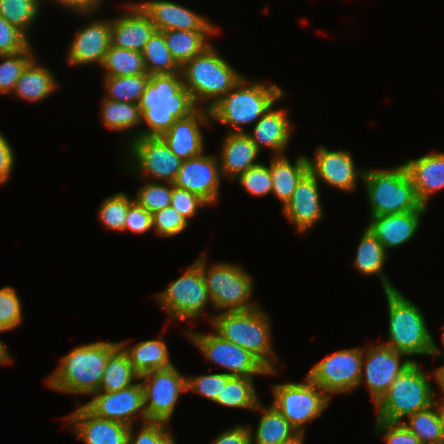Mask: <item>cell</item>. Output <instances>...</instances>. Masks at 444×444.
I'll return each mask as SVG.
<instances>
[{
    "mask_svg": "<svg viewBox=\"0 0 444 444\" xmlns=\"http://www.w3.org/2000/svg\"><path fill=\"white\" fill-rule=\"evenodd\" d=\"M138 104L141 124L146 127L136 130V137L162 136L177 119L186 118L199 108L185 88L180 72L150 75Z\"/></svg>",
    "mask_w": 444,
    "mask_h": 444,
    "instance_id": "cell-1",
    "label": "cell"
},
{
    "mask_svg": "<svg viewBox=\"0 0 444 444\" xmlns=\"http://www.w3.org/2000/svg\"><path fill=\"white\" fill-rule=\"evenodd\" d=\"M118 342L98 341L76 346L64 355L57 369L47 379V385L59 392L89 395L99 391L109 355Z\"/></svg>",
    "mask_w": 444,
    "mask_h": 444,
    "instance_id": "cell-2",
    "label": "cell"
},
{
    "mask_svg": "<svg viewBox=\"0 0 444 444\" xmlns=\"http://www.w3.org/2000/svg\"><path fill=\"white\" fill-rule=\"evenodd\" d=\"M388 307V341L394 351L413 356L443 357L427 326L422 310L399 289L384 291ZM412 356V357H410Z\"/></svg>",
    "mask_w": 444,
    "mask_h": 444,
    "instance_id": "cell-3",
    "label": "cell"
},
{
    "mask_svg": "<svg viewBox=\"0 0 444 444\" xmlns=\"http://www.w3.org/2000/svg\"><path fill=\"white\" fill-rule=\"evenodd\" d=\"M243 77L209 110L211 121L230 126L228 133L246 132L243 126L257 122L263 114L285 97L276 83L248 81Z\"/></svg>",
    "mask_w": 444,
    "mask_h": 444,
    "instance_id": "cell-4",
    "label": "cell"
},
{
    "mask_svg": "<svg viewBox=\"0 0 444 444\" xmlns=\"http://www.w3.org/2000/svg\"><path fill=\"white\" fill-rule=\"evenodd\" d=\"M269 316L260 306L244 311L219 312L210 317L213 330L223 339L250 352L269 371H277ZM275 366V367H274Z\"/></svg>",
    "mask_w": 444,
    "mask_h": 444,
    "instance_id": "cell-5",
    "label": "cell"
},
{
    "mask_svg": "<svg viewBox=\"0 0 444 444\" xmlns=\"http://www.w3.org/2000/svg\"><path fill=\"white\" fill-rule=\"evenodd\" d=\"M213 45L180 67L183 84L195 104L210 109L244 76ZM205 103V104H204Z\"/></svg>",
    "mask_w": 444,
    "mask_h": 444,
    "instance_id": "cell-6",
    "label": "cell"
},
{
    "mask_svg": "<svg viewBox=\"0 0 444 444\" xmlns=\"http://www.w3.org/2000/svg\"><path fill=\"white\" fill-rule=\"evenodd\" d=\"M370 216L427 211L418 200L404 162L389 169H365L363 179Z\"/></svg>",
    "mask_w": 444,
    "mask_h": 444,
    "instance_id": "cell-7",
    "label": "cell"
},
{
    "mask_svg": "<svg viewBox=\"0 0 444 444\" xmlns=\"http://www.w3.org/2000/svg\"><path fill=\"white\" fill-rule=\"evenodd\" d=\"M428 376L417 361L409 366L374 405L376 419L402 422L405 417L433 405L436 392Z\"/></svg>",
    "mask_w": 444,
    "mask_h": 444,
    "instance_id": "cell-8",
    "label": "cell"
},
{
    "mask_svg": "<svg viewBox=\"0 0 444 444\" xmlns=\"http://www.w3.org/2000/svg\"><path fill=\"white\" fill-rule=\"evenodd\" d=\"M206 255L196 260L201 268L213 308L225 311H244L258 307L250 301L253 294L252 276L240 265L218 262L208 267Z\"/></svg>",
    "mask_w": 444,
    "mask_h": 444,
    "instance_id": "cell-9",
    "label": "cell"
},
{
    "mask_svg": "<svg viewBox=\"0 0 444 444\" xmlns=\"http://www.w3.org/2000/svg\"><path fill=\"white\" fill-rule=\"evenodd\" d=\"M304 382L272 385V406L297 432L305 433V423L316 420L328 407L331 398L307 375Z\"/></svg>",
    "mask_w": 444,
    "mask_h": 444,
    "instance_id": "cell-10",
    "label": "cell"
},
{
    "mask_svg": "<svg viewBox=\"0 0 444 444\" xmlns=\"http://www.w3.org/2000/svg\"><path fill=\"white\" fill-rule=\"evenodd\" d=\"M156 298L172 321H195L205 312L208 304L212 303L201 268L196 262L165 290L156 294Z\"/></svg>",
    "mask_w": 444,
    "mask_h": 444,
    "instance_id": "cell-11",
    "label": "cell"
},
{
    "mask_svg": "<svg viewBox=\"0 0 444 444\" xmlns=\"http://www.w3.org/2000/svg\"><path fill=\"white\" fill-rule=\"evenodd\" d=\"M125 150L124 162L129 171L144 179L146 176L149 181L173 183L181 168L182 160L172 153L161 136L136 137Z\"/></svg>",
    "mask_w": 444,
    "mask_h": 444,
    "instance_id": "cell-12",
    "label": "cell"
},
{
    "mask_svg": "<svg viewBox=\"0 0 444 444\" xmlns=\"http://www.w3.org/2000/svg\"><path fill=\"white\" fill-rule=\"evenodd\" d=\"M211 334L183 331L185 336L202 352V356L212 364L215 363L227 370L230 376L254 378L256 375H272L277 371H269L256 357L240 346L223 339L214 330Z\"/></svg>",
    "mask_w": 444,
    "mask_h": 444,
    "instance_id": "cell-13",
    "label": "cell"
},
{
    "mask_svg": "<svg viewBox=\"0 0 444 444\" xmlns=\"http://www.w3.org/2000/svg\"><path fill=\"white\" fill-rule=\"evenodd\" d=\"M139 379L147 420L169 424L180 394L187 392V375L173 365L145 373Z\"/></svg>",
    "mask_w": 444,
    "mask_h": 444,
    "instance_id": "cell-14",
    "label": "cell"
},
{
    "mask_svg": "<svg viewBox=\"0 0 444 444\" xmlns=\"http://www.w3.org/2000/svg\"><path fill=\"white\" fill-rule=\"evenodd\" d=\"M362 362V347L343 349L326 356L306 375L332 398L333 394L349 393L359 386Z\"/></svg>",
    "mask_w": 444,
    "mask_h": 444,
    "instance_id": "cell-15",
    "label": "cell"
},
{
    "mask_svg": "<svg viewBox=\"0 0 444 444\" xmlns=\"http://www.w3.org/2000/svg\"><path fill=\"white\" fill-rule=\"evenodd\" d=\"M402 358L405 359L402 361ZM413 363L414 361L406 354L394 351L389 346L370 345L367 349L363 348L359 386L363 383L367 385L375 405L395 379Z\"/></svg>",
    "mask_w": 444,
    "mask_h": 444,
    "instance_id": "cell-16",
    "label": "cell"
},
{
    "mask_svg": "<svg viewBox=\"0 0 444 444\" xmlns=\"http://www.w3.org/2000/svg\"><path fill=\"white\" fill-rule=\"evenodd\" d=\"M91 395L93 399L84 406L97 417L117 421L129 427L134 425L139 415L142 423L148 421L140 379L137 383L116 392L97 391Z\"/></svg>",
    "mask_w": 444,
    "mask_h": 444,
    "instance_id": "cell-17",
    "label": "cell"
},
{
    "mask_svg": "<svg viewBox=\"0 0 444 444\" xmlns=\"http://www.w3.org/2000/svg\"><path fill=\"white\" fill-rule=\"evenodd\" d=\"M314 153V159L307 158L309 172L318 182L345 192H353L359 178L363 179L365 169L357 170L350 151H330L326 146L320 145Z\"/></svg>",
    "mask_w": 444,
    "mask_h": 444,
    "instance_id": "cell-18",
    "label": "cell"
},
{
    "mask_svg": "<svg viewBox=\"0 0 444 444\" xmlns=\"http://www.w3.org/2000/svg\"><path fill=\"white\" fill-rule=\"evenodd\" d=\"M219 160L216 155H204L183 160L173 185L198 195L208 205L219 199L222 180Z\"/></svg>",
    "mask_w": 444,
    "mask_h": 444,
    "instance_id": "cell-19",
    "label": "cell"
},
{
    "mask_svg": "<svg viewBox=\"0 0 444 444\" xmlns=\"http://www.w3.org/2000/svg\"><path fill=\"white\" fill-rule=\"evenodd\" d=\"M137 4L149 16L157 31H218L207 18L177 2L149 0Z\"/></svg>",
    "mask_w": 444,
    "mask_h": 444,
    "instance_id": "cell-20",
    "label": "cell"
},
{
    "mask_svg": "<svg viewBox=\"0 0 444 444\" xmlns=\"http://www.w3.org/2000/svg\"><path fill=\"white\" fill-rule=\"evenodd\" d=\"M70 429L84 444H127L129 426L92 414L84 405L67 416Z\"/></svg>",
    "mask_w": 444,
    "mask_h": 444,
    "instance_id": "cell-21",
    "label": "cell"
},
{
    "mask_svg": "<svg viewBox=\"0 0 444 444\" xmlns=\"http://www.w3.org/2000/svg\"><path fill=\"white\" fill-rule=\"evenodd\" d=\"M321 193L318 180L308 171L299 181L282 213L296 227V232L305 233L323 219Z\"/></svg>",
    "mask_w": 444,
    "mask_h": 444,
    "instance_id": "cell-22",
    "label": "cell"
},
{
    "mask_svg": "<svg viewBox=\"0 0 444 444\" xmlns=\"http://www.w3.org/2000/svg\"><path fill=\"white\" fill-rule=\"evenodd\" d=\"M211 122L210 110L199 107L194 113L175 123L161 137L178 158L188 160L204 152V136L200 126Z\"/></svg>",
    "mask_w": 444,
    "mask_h": 444,
    "instance_id": "cell-23",
    "label": "cell"
},
{
    "mask_svg": "<svg viewBox=\"0 0 444 444\" xmlns=\"http://www.w3.org/2000/svg\"><path fill=\"white\" fill-rule=\"evenodd\" d=\"M89 23L77 31L70 44L66 58L71 65L96 63L101 67L111 45V19H95Z\"/></svg>",
    "mask_w": 444,
    "mask_h": 444,
    "instance_id": "cell-24",
    "label": "cell"
},
{
    "mask_svg": "<svg viewBox=\"0 0 444 444\" xmlns=\"http://www.w3.org/2000/svg\"><path fill=\"white\" fill-rule=\"evenodd\" d=\"M127 8L123 14L111 19V45L142 53L156 28L137 3L129 4Z\"/></svg>",
    "mask_w": 444,
    "mask_h": 444,
    "instance_id": "cell-25",
    "label": "cell"
},
{
    "mask_svg": "<svg viewBox=\"0 0 444 444\" xmlns=\"http://www.w3.org/2000/svg\"><path fill=\"white\" fill-rule=\"evenodd\" d=\"M294 123H291L287 108H269L253 126V132L246 134L261 152L262 147L270 149L273 156H283L289 144Z\"/></svg>",
    "mask_w": 444,
    "mask_h": 444,
    "instance_id": "cell-26",
    "label": "cell"
},
{
    "mask_svg": "<svg viewBox=\"0 0 444 444\" xmlns=\"http://www.w3.org/2000/svg\"><path fill=\"white\" fill-rule=\"evenodd\" d=\"M426 211L371 216L367 229L381 242L385 251L408 243L420 227L421 216Z\"/></svg>",
    "mask_w": 444,
    "mask_h": 444,
    "instance_id": "cell-27",
    "label": "cell"
},
{
    "mask_svg": "<svg viewBox=\"0 0 444 444\" xmlns=\"http://www.w3.org/2000/svg\"><path fill=\"white\" fill-rule=\"evenodd\" d=\"M226 133L217 157L222 176L234 181L249 168L259 164L257 158L260 151L246 132Z\"/></svg>",
    "mask_w": 444,
    "mask_h": 444,
    "instance_id": "cell-28",
    "label": "cell"
},
{
    "mask_svg": "<svg viewBox=\"0 0 444 444\" xmlns=\"http://www.w3.org/2000/svg\"><path fill=\"white\" fill-rule=\"evenodd\" d=\"M418 200L428 207L430 197L444 188V152H431L404 162Z\"/></svg>",
    "mask_w": 444,
    "mask_h": 444,
    "instance_id": "cell-29",
    "label": "cell"
},
{
    "mask_svg": "<svg viewBox=\"0 0 444 444\" xmlns=\"http://www.w3.org/2000/svg\"><path fill=\"white\" fill-rule=\"evenodd\" d=\"M309 171L306 155L297 156L291 163L288 156H272L269 172L272 180V193L284 207L291 199L299 181Z\"/></svg>",
    "mask_w": 444,
    "mask_h": 444,
    "instance_id": "cell-30",
    "label": "cell"
},
{
    "mask_svg": "<svg viewBox=\"0 0 444 444\" xmlns=\"http://www.w3.org/2000/svg\"><path fill=\"white\" fill-rule=\"evenodd\" d=\"M358 243L352 265L364 276L378 275L384 291L397 289L384 273L389 254L381 242L365 228Z\"/></svg>",
    "mask_w": 444,
    "mask_h": 444,
    "instance_id": "cell-31",
    "label": "cell"
},
{
    "mask_svg": "<svg viewBox=\"0 0 444 444\" xmlns=\"http://www.w3.org/2000/svg\"><path fill=\"white\" fill-rule=\"evenodd\" d=\"M33 58L23 69L12 94L30 102L47 99L58 86L55 75L48 67Z\"/></svg>",
    "mask_w": 444,
    "mask_h": 444,
    "instance_id": "cell-32",
    "label": "cell"
},
{
    "mask_svg": "<svg viewBox=\"0 0 444 444\" xmlns=\"http://www.w3.org/2000/svg\"><path fill=\"white\" fill-rule=\"evenodd\" d=\"M161 338L159 336L158 339L145 340L130 348L127 345V341L118 342L119 346L127 354L131 366L139 376L153 370L165 369L174 365L170 360L167 344Z\"/></svg>",
    "mask_w": 444,
    "mask_h": 444,
    "instance_id": "cell-33",
    "label": "cell"
},
{
    "mask_svg": "<svg viewBox=\"0 0 444 444\" xmlns=\"http://www.w3.org/2000/svg\"><path fill=\"white\" fill-rule=\"evenodd\" d=\"M162 32L173 59L181 67L210 46L211 42L208 38L216 35L218 31L166 30Z\"/></svg>",
    "mask_w": 444,
    "mask_h": 444,
    "instance_id": "cell-34",
    "label": "cell"
},
{
    "mask_svg": "<svg viewBox=\"0 0 444 444\" xmlns=\"http://www.w3.org/2000/svg\"><path fill=\"white\" fill-rule=\"evenodd\" d=\"M257 409L261 410L262 416L258 422L256 431L253 426L248 425L251 444H280L297 431L272 405L264 407L260 402Z\"/></svg>",
    "mask_w": 444,
    "mask_h": 444,
    "instance_id": "cell-35",
    "label": "cell"
},
{
    "mask_svg": "<svg viewBox=\"0 0 444 444\" xmlns=\"http://www.w3.org/2000/svg\"><path fill=\"white\" fill-rule=\"evenodd\" d=\"M139 377L131 366L127 354L118 346L109 355L99 391H119L136 383Z\"/></svg>",
    "mask_w": 444,
    "mask_h": 444,
    "instance_id": "cell-36",
    "label": "cell"
},
{
    "mask_svg": "<svg viewBox=\"0 0 444 444\" xmlns=\"http://www.w3.org/2000/svg\"><path fill=\"white\" fill-rule=\"evenodd\" d=\"M101 120L107 128L114 131L132 130L134 135L127 141L128 143L136 138L134 130H138V125L141 124V111L139 104L136 103H122L109 100L107 98L101 99ZM136 127V129H135Z\"/></svg>",
    "mask_w": 444,
    "mask_h": 444,
    "instance_id": "cell-37",
    "label": "cell"
},
{
    "mask_svg": "<svg viewBox=\"0 0 444 444\" xmlns=\"http://www.w3.org/2000/svg\"><path fill=\"white\" fill-rule=\"evenodd\" d=\"M253 380L254 378L231 376L214 403L229 408L258 411L257 405L261 401Z\"/></svg>",
    "mask_w": 444,
    "mask_h": 444,
    "instance_id": "cell-38",
    "label": "cell"
},
{
    "mask_svg": "<svg viewBox=\"0 0 444 444\" xmlns=\"http://www.w3.org/2000/svg\"><path fill=\"white\" fill-rule=\"evenodd\" d=\"M104 76L121 77L148 74L141 52L110 45L103 63Z\"/></svg>",
    "mask_w": 444,
    "mask_h": 444,
    "instance_id": "cell-39",
    "label": "cell"
},
{
    "mask_svg": "<svg viewBox=\"0 0 444 444\" xmlns=\"http://www.w3.org/2000/svg\"><path fill=\"white\" fill-rule=\"evenodd\" d=\"M142 55L149 75L180 72V66L173 59L162 31L156 30L153 33L147 41Z\"/></svg>",
    "mask_w": 444,
    "mask_h": 444,
    "instance_id": "cell-40",
    "label": "cell"
},
{
    "mask_svg": "<svg viewBox=\"0 0 444 444\" xmlns=\"http://www.w3.org/2000/svg\"><path fill=\"white\" fill-rule=\"evenodd\" d=\"M402 421L422 444H444V428L435 404Z\"/></svg>",
    "mask_w": 444,
    "mask_h": 444,
    "instance_id": "cell-41",
    "label": "cell"
},
{
    "mask_svg": "<svg viewBox=\"0 0 444 444\" xmlns=\"http://www.w3.org/2000/svg\"><path fill=\"white\" fill-rule=\"evenodd\" d=\"M149 79V74L121 77L104 76L103 85L107 92L104 98L115 102L138 104Z\"/></svg>",
    "mask_w": 444,
    "mask_h": 444,
    "instance_id": "cell-42",
    "label": "cell"
},
{
    "mask_svg": "<svg viewBox=\"0 0 444 444\" xmlns=\"http://www.w3.org/2000/svg\"><path fill=\"white\" fill-rule=\"evenodd\" d=\"M40 0H0V15L28 38L31 25L40 16Z\"/></svg>",
    "mask_w": 444,
    "mask_h": 444,
    "instance_id": "cell-43",
    "label": "cell"
},
{
    "mask_svg": "<svg viewBox=\"0 0 444 444\" xmlns=\"http://www.w3.org/2000/svg\"><path fill=\"white\" fill-rule=\"evenodd\" d=\"M32 50L30 44L19 53L0 55V94L13 93L23 69L35 56Z\"/></svg>",
    "mask_w": 444,
    "mask_h": 444,
    "instance_id": "cell-44",
    "label": "cell"
},
{
    "mask_svg": "<svg viewBox=\"0 0 444 444\" xmlns=\"http://www.w3.org/2000/svg\"><path fill=\"white\" fill-rule=\"evenodd\" d=\"M133 200L124 192L108 196L99 206L97 214L99 221L113 231H125L126 215Z\"/></svg>",
    "mask_w": 444,
    "mask_h": 444,
    "instance_id": "cell-45",
    "label": "cell"
},
{
    "mask_svg": "<svg viewBox=\"0 0 444 444\" xmlns=\"http://www.w3.org/2000/svg\"><path fill=\"white\" fill-rule=\"evenodd\" d=\"M166 184L147 182L139 187L134 200L152 214L171 206L173 183Z\"/></svg>",
    "mask_w": 444,
    "mask_h": 444,
    "instance_id": "cell-46",
    "label": "cell"
},
{
    "mask_svg": "<svg viewBox=\"0 0 444 444\" xmlns=\"http://www.w3.org/2000/svg\"><path fill=\"white\" fill-rule=\"evenodd\" d=\"M141 425L137 435L133 429L135 427L133 425L129 427L127 444H177L169 424L147 421Z\"/></svg>",
    "mask_w": 444,
    "mask_h": 444,
    "instance_id": "cell-47",
    "label": "cell"
},
{
    "mask_svg": "<svg viewBox=\"0 0 444 444\" xmlns=\"http://www.w3.org/2000/svg\"><path fill=\"white\" fill-rule=\"evenodd\" d=\"M22 303L12 286L0 288V330L16 328L23 320Z\"/></svg>",
    "mask_w": 444,
    "mask_h": 444,
    "instance_id": "cell-48",
    "label": "cell"
},
{
    "mask_svg": "<svg viewBox=\"0 0 444 444\" xmlns=\"http://www.w3.org/2000/svg\"><path fill=\"white\" fill-rule=\"evenodd\" d=\"M239 184L253 196H264L272 193V180L269 166L259 163L236 178Z\"/></svg>",
    "mask_w": 444,
    "mask_h": 444,
    "instance_id": "cell-49",
    "label": "cell"
},
{
    "mask_svg": "<svg viewBox=\"0 0 444 444\" xmlns=\"http://www.w3.org/2000/svg\"><path fill=\"white\" fill-rule=\"evenodd\" d=\"M230 377L225 372L187 377V391H193L215 402Z\"/></svg>",
    "mask_w": 444,
    "mask_h": 444,
    "instance_id": "cell-50",
    "label": "cell"
},
{
    "mask_svg": "<svg viewBox=\"0 0 444 444\" xmlns=\"http://www.w3.org/2000/svg\"><path fill=\"white\" fill-rule=\"evenodd\" d=\"M154 232L161 237H173L186 230L189 221L172 206L165 207L152 214Z\"/></svg>",
    "mask_w": 444,
    "mask_h": 444,
    "instance_id": "cell-51",
    "label": "cell"
},
{
    "mask_svg": "<svg viewBox=\"0 0 444 444\" xmlns=\"http://www.w3.org/2000/svg\"><path fill=\"white\" fill-rule=\"evenodd\" d=\"M375 432L382 434L386 444H422L403 422L375 419Z\"/></svg>",
    "mask_w": 444,
    "mask_h": 444,
    "instance_id": "cell-52",
    "label": "cell"
},
{
    "mask_svg": "<svg viewBox=\"0 0 444 444\" xmlns=\"http://www.w3.org/2000/svg\"><path fill=\"white\" fill-rule=\"evenodd\" d=\"M31 42L28 37L0 15V55L25 50Z\"/></svg>",
    "mask_w": 444,
    "mask_h": 444,
    "instance_id": "cell-53",
    "label": "cell"
},
{
    "mask_svg": "<svg viewBox=\"0 0 444 444\" xmlns=\"http://www.w3.org/2000/svg\"><path fill=\"white\" fill-rule=\"evenodd\" d=\"M206 205L208 204L198 195L173 185L171 206L189 222Z\"/></svg>",
    "mask_w": 444,
    "mask_h": 444,
    "instance_id": "cell-54",
    "label": "cell"
},
{
    "mask_svg": "<svg viewBox=\"0 0 444 444\" xmlns=\"http://www.w3.org/2000/svg\"><path fill=\"white\" fill-rule=\"evenodd\" d=\"M153 230L152 213L139 205L135 200L129 204L125 220V231H132L137 234Z\"/></svg>",
    "mask_w": 444,
    "mask_h": 444,
    "instance_id": "cell-55",
    "label": "cell"
},
{
    "mask_svg": "<svg viewBox=\"0 0 444 444\" xmlns=\"http://www.w3.org/2000/svg\"><path fill=\"white\" fill-rule=\"evenodd\" d=\"M15 166V154L13 149L0 131V185L9 180Z\"/></svg>",
    "mask_w": 444,
    "mask_h": 444,
    "instance_id": "cell-56",
    "label": "cell"
},
{
    "mask_svg": "<svg viewBox=\"0 0 444 444\" xmlns=\"http://www.w3.org/2000/svg\"><path fill=\"white\" fill-rule=\"evenodd\" d=\"M211 444H251L248 425L237 424L225 429Z\"/></svg>",
    "mask_w": 444,
    "mask_h": 444,
    "instance_id": "cell-57",
    "label": "cell"
},
{
    "mask_svg": "<svg viewBox=\"0 0 444 444\" xmlns=\"http://www.w3.org/2000/svg\"><path fill=\"white\" fill-rule=\"evenodd\" d=\"M41 3L44 0H40ZM58 5L63 6L73 12L75 14L89 16L98 12L99 8H101V4L97 0H54ZM60 3V4H59Z\"/></svg>",
    "mask_w": 444,
    "mask_h": 444,
    "instance_id": "cell-58",
    "label": "cell"
},
{
    "mask_svg": "<svg viewBox=\"0 0 444 444\" xmlns=\"http://www.w3.org/2000/svg\"><path fill=\"white\" fill-rule=\"evenodd\" d=\"M438 384L441 394L444 395V364L435 369L431 374Z\"/></svg>",
    "mask_w": 444,
    "mask_h": 444,
    "instance_id": "cell-59",
    "label": "cell"
},
{
    "mask_svg": "<svg viewBox=\"0 0 444 444\" xmlns=\"http://www.w3.org/2000/svg\"><path fill=\"white\" fill-rule=\"evenodd\" d=\"M304 436H305L304 432H296L294 435L287 438L280 444H303Z\"/></svg>",
    "mask_w": 444,
    "mask_h": 444,
    "instance_id": "cell-60",
    "label": "cell"
},
{
    "mask_svg": "<svg viewBox=\"0 0 444 444\" xmlns=\"http://www.w3.org/2000/svg\"><path fill=\"white\" fill-rule=\"evenodd\" d=\"M0 332H3V330H0ZM11 360V355H9L6 345L0 340V364L11 363Z\"/></svg>",
    "mask_w": 444,
    "mask_h": 444,
    "instance_id": "cell-61",
    "label": "cell"
},
{
    "mask_svg": "<svg viewBox=\"0 0 444 444\" xmlns=\"http://www.w3.org/2000/svg\"><path fill=\"white\" fill-rule=\"evenodd\" d=\"M441 396H442V397H440L441 399H437V397L435 395L434 404L438 410L439 417H440L442 426L444 428V395H441Z\"/></svg>",
    "mask_w": 444,
    "mask_h": 444,
    "instance_id": "cell-62",
    "label": "cell"
},
{
    "mask_svg": "<svg viewBox=\"0 0 444 444\" xmlns=\"http://www.w3.org/2000/svg\"><path fill=\"white\" fill-rule=\"evenodd\" d=\"M444 331V330H443ZM442 343H443V346H444V332H443V334H442Z\"/></svg>",
    "mask_w": 444,
    "mask_h": 444,
    "instance_id": "cell-63",
    "label": "cell"
},
{
    "mask_svg": "<svg viewBox=\"0 0 444 444\" xmlns=\"http://www.w3.org/2000/svg\"><path fill=\"white\" fill-rule=\"evenodd\" d=\"M101 5H103V0H97Z\"/></svg>",
    "mask_w": 444,
    "mask_h": 444,
    "instance_id": "cell-64",
    "label": "cell"
}]
</instances>
